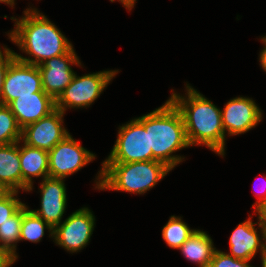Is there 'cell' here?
Returning <instances> with one entry per match:
<instances>
[{"label": "cell", "mask_w": 266, "mask_h": 267, "mask_svg": "<svg viewBox=\"0 0 266 267\" xmlns=\"http://www.w3.org/2000/svg\"><path fill=\"white\" fill-rule=\"evenodd\" d=\"M27 209L28 206L24 204L8 221L0 226V247L12 256L14 261L18 258L16 254V243L20 241L23 213Z\"/></svg>", "instance_id": "d6986e66"}, {"label": "cell", "mask_w": 266, "mask_h": 267, "mask_svg": "<svg viewBox=\"0 0 266 267\" xmlns=\"http://www.w3.org/2000/svg\"><path fill=\"white\" fill-rule=\"evenodd\" d=\"M1 49L2 48L0 47V97L8 67L10 66V63L15 59V52L13 50L4 47L3 52L1 51Z\"/></svg>", "instance_id": "d4e9b609"}, {"label": "cell", "mask_w": 266, "mask_h": 267, "mask_svg": "<svg viewBox=\"0 0 266 267\" xmlns=\"http://www.w3.org/2000/svg\"><path fill=\"white\" fill-rule=\"evenodd\" d=\"M156 160L149 150V113L120 126L116 142L103 163Z\"/></svg>", "instance_id": "5b68a950"}, {"label": "cell", "mask_w": 266, "mask_h": 267, "mask_svg": "<svg viewBox=\"0 0 266 267\" xmlns=\"http://www.w3.org/2000/svg\"><path fill=\"white\" fill-rule=\"evenodd\" d=\"M221 117L225 134L232 136L246 133L257 126L262 120V112L253 99L236 97L226 103Z\"/></svg>", "instance_id": "7c38bea8"}, {"label": "cell", "mask_w": 266, "mask_h": 267, "mask_svg": "<svg viewBox=\"0 0 266 267\" xmlns=\"http://www.w3.org/2000/svg\"><path fill=\"white\" fill-rule=\"evenodd\" d=\"M261 39H262V41H263L265 47H264V49L260 52V55H259L260 58H259V60H260V64H261L263 70H265V72H266V36L262 37Z\"/></svg>", "instance_id": "83f0119b"}, {"label": "cell", "mask_w": 266, "mask_h": 267, "mask_svg": "<svg viewBox=\"0 0 266 267\" xmlns=\"http://www.w3.org/2000/svg\"><path fill=\"white\" fill-rule=\"evenodd\" d=\"M20 164L21 189L24 191H32V177H49L48 151L23 143L20 147Z\"/></svg>", "instance_id": "2e32d148"}, {"label": "cell", "mask_w": 266, "mask_h": 267, "mask_svg": "<svg viewBox=\"0 0 266 267\" xmlns=\"http://www.w3.org/2000/svg\"><path fill=\"white\" fill-rule=\"evenodd\" d=\"M64 114L61 110L55 109L48 116L27 125L21 131V141L49 152L70 134L62 125Z\"/></svg>", "instance_id": "30bf717a"}, {"label": "cell", "mask_w": 266, "mask_h": 267, "mask_svg": "<svg viewBox=\"0 0 266 267\" xmlns=\"http://www.w3.org/2000/svg\"><path fill=\"white\" fill-rule=\"evenodd\" d=\"M183 256L199 267H208L216 248L211 237L204 231L196 230L179 248Z\"/></svg>", "instance_id": "ac0fdd59"}, {"label": "cell", "mask_w": 266, "mask_h": 267, "mask_svg": "<svg viewBox=\"0 0 266 267\" xmlns=\"http://www.w3.org/2000/svg\"><path fill=\"white\" fill-rule=\"evenodd\" d=\"M110 1L114 2L115 0H110ZM118 1H120L123 4V6L126 7V9H128L129 11L132 10L136 2V0H118Z\"/></svg>", "instance_id": "f1b7e54d"}, {"label": "cell", "mask_w": 266, "mask_h": 267, "mask_svg": "<svg viewBox=\"0 0 266 267\" xmlns=\"http://www.w3.org/2000/svg\"><path fill=\"white\" fill-rule=\"evenodd\" d=\"M17 194L18 192L5 191L0 196V226L8 221L24 205L19 198H16Z\"/></svg>", "instance_id": "603a6c76"}, {"label": "cell", "mask_w": 266, "mask_h": 267, "mask_svg": "<svg viewBox=\"0 0 266 267\" xmlns=\"http://www.w3.org/2000/svg\"><path fill=\"white\" fill-rule=\"evenodd\" d=\"M5 191L0 187V196L4 193Z\"/></svg>", "instance_id": "d6a6232c"}, {"label": "cell", "mask_w": 266, "mask_h": 267, "mask_svg": "<svg viewBox=\"0 0 266 267\" xmlns=\"http://www.w3.org/2000/svg\"><path fill=\"white\" fill-rule=\"evenodd\" d=\"M185 87L186 96L173 92L169 100L181 113L189 145L203 144L224 156L226 135L221 110L189 84Z\"/></svg>", "instance_id": "7a4b0ae2"}, {"label": "cell", "mask_w": 266, "mask_h": 267, "mask_svg": "<svg viewBox=\"0 0 266 267\" xmlns=\"http://www.w3.org/2000/svg\"><path fill=\"white\" fill-rule=\"evenodd\" d=\"M21 129L48 116L55 108V100L45 92L19 96L7 105Z\"/></svg>", "instance_id": "9a60e30c"}, {"label": "cell", "mask_w": 266, "mask_h": 267, "mask_svg": "<svg viewBox=\"0 0 266 267\" xmlns=\"http://www.w3.org/2000/svg\"><path fill=\"white\" fill-rule=\"evenodd\" d=\"M95 216L87 207L73 212L53 229V239L69 252H78L88 244L93 234Z\"/></svg>", "instance_id": "52a82bcc"}, {"label": "cell", "mask_w": 266, "mask_h": 267, "mask_svg": "<svg viewBox=\"0 0 266 267\" xmlns=\"http://www.w3.org/2000/svg\"><path fill=\"white\" fill-rule=\"evenodd\" d=\"M265 186H262V190L260 188L259 191L261 192H258V194L260 195H256V197L258 198V200L252 205V207L254 208V210L257 212L259 209L262 208V206L266 203V181H265Z\"/></svg>", "instance_id": "484cf974"}, {"label": "cell", "mask_w": 266, "mask_h": 267, "mask_svg": "<svg viewBox=\"0 0 266 267\" xmlns=\"http://www.w3.org/2000/svg\"><path fill=\"white\" fill-rule=\"evenodd\" d=\"M35 92H44L38 66L15 58L10 63L5 76L0 104L8 105L19 96L31 95Z\"/></svg>", "instance_id": "9c48e42d"}, {"label": "cell", "mask_w": 266, "mask_h": 267, "mask_svg": "<svg viewBox=\"0 0 266 267\" xmlns=\"http://www.w3.org/2000/svg\"><path fill=\"white\" fill-rule=\"evenodd\" d=\"M15 0H0V3H6L7 5H10L11 7H13L14 6V4H15V2H14Z\"/></svg>", "instance_id": "4dcf8cb0"}, {"label": "cell", "mask_w": 266, "mask_h": 267, "mask_svg": "<svg viewBox=\"0 0 266 267\" xmlns=\"http://www.w3.org/2000/svg\"><path fill=\"white\" fill-rule=\"evenodd\" d=\"M257 215H259L260 220L265 224L266 226V203L262 206L261 209L257 211Z\"/></svg>", "instance_id": "f546056e"}, {"label": "cell", "mask_w": 266, "mask_h": 267, "mask_svg": "<svg viewBox=\"0 0 266 267\" xmlns=\"http://www.w3.org/2000/svg\"><path fill=\"white\" fill-rule=\"evenodd\" d=\"M208 267H253V266L249 265V261L247 260L234 258L233 256L216 249Z\"/></svg>", "instance_id": "cb8c5ba5"}, {"label": "cell", "mask_w": 266, "mask_h": 267, "mask_svg": "<svg viewBox=\"0 0 266 267\" xmlns=\"http://www.w3.org/2000/svg\"><path fill=\"white\" fill-rule=\"evenodd\" d=\"M64 178L46 177L40 184L41 208L32 210L53 229L62 223L67 204Z\"/></svg>", "instance_id": "5bb4252c"}, {"label": "cell", "mask_w": 266, "mask_h": 267, "mask_svg": "<svg viewBox=\"0 0 266 267\" xmlns=\"http://www.w3.org/2000/svg\"><path fill=\"white\" fill-rule=\"evenodd\" d=\"M190 147L184 121L179 110L168 99L164 105L149 113V150L157 161L173 169L184 157L172 155Z\"/></svg>", "instance_id": "3957f363"}, {"label": "cell", "mask_w": 266, "mask_h": 267, "mask_svg": "<svg viewBox=\"0 0 266 267\" xmlns=\"http://www.w3.org/2000/svg\"><path fill=\"white\" fill-rule=\"evenodd\" d=\"M11 20L16 22L15 29L8 33L9 39L22 52L34 57L27 58L15 53V58L22 62L38 66L47 59L68 53L73 48L72 43L56 25L35 8H27L21 19L11 17Z\"/></svg>", "instance_id": "6da1fadb"}, {"label": "cell", "mask_w": 266, "mask_h": 267, "mask_svg": "<svg viewBox=\"0 0 266 267\" xmlns=\"http://www.w3.org/2000/svg\"><path fill=\"white\" fill-rule=\"evenodd\" d=\"M12 256H10L2 247H0V267H10L14 264Z\"/></svg>", "instance_id": "4316f807"}, {"label": "cell", "mask_w": 266, "mask_h": 267, "mask_svg": "<svg viewBox=\"0 0 266 267\" xmlns=\"http://www.w3.org/2000/svg\"><path fill=\"white\" fill-rule=\"evenodd\" d=\"M21 131L10 108L0 104V145L21 141Z\"/></svg>", "instance_id": "7402d4cb"}, {"label": "cell", "mask_w": 266, "mask_h": 267, "mask_svg": "<svg viewBox=\"0 0 266 267\" xmlns=\"http://www.w3.org/2000/svg\"><path fill=\"white\" fill-rule=\"evenodd\" d=\"M45 229L49 230L51 238H53V228L28 208L23 213L20 241L28 240L33 243L40 242V240L44 236Z\"/></svg>", "instance_id": "ffe728a7"}, {"label": "cell", "mask_w": 266, "mask_h": 267, "mask_svg": "<svg viewBox=\"0 0 266 267\" xmlns=\"http://www.w3.org/2000/svg\"><path fill=\"white\" fill-rule=\"evenodd\" d=\"M20 142L0 145V187L4 191L21 190Z\"/></svg>", "instance_id": "e0dca14e"}, {"label": "cell", "mask_w": 266, "mask_h": 267, "mask_svg": "<svg viewBox=\"0 0 266 267\" xmlns=\"http://www.w3.org/2000/svg\"><path fill=\"white\" fill-rule=\"evenodd\" d=\"M171 170L166 164L157 160L102 163L95 188L144 194Z\"/></svg>", "instance_id": "277c9868"}, {"label": "cell", "mask_w": 266, "mask_h": 267, "mask_svg": "<svg viewBox=\"0 0 266 267\" xmlns=\"http://www.w3.org/2000/svg\"><path fill=\"white\" fill-rule=\"evenodd\" d=\"M258 219L259 220L257 223H253L251 217L249 216L248 220L238 224V226L233 230L229 239V247L231 252L228 253L229 255L237 259L250 261L256 255L259 249L262 259L265 258L266 226L260 220L259 215ZM257 224L261 230V238L259 237L260 235L254 226ZM260 239H263V241Z\"/></svg>", "instance_id": "4fadbf2b"}, {"label": "cell", "mask_w": 266, "mask_h": 267, "mask_svg": "<svg viewBox=\"0 0 266 267\" xmlns=\"http://www.w3.org/2000/svg\"><path fill=\"white\" fill-rule=\"evenodd\" d=\"M118 70H104L92 74L77 76L55 100V108L63 113L67 108L89 107L115 77Z\"/></svg>", "instance_id": "8992f818"}, {"label": "cell", "mask_w": 266, "mask_h": 267, "mask_svg": "<svg viewBox=\"0 0 266 267\" xmlns=\"http://www.w3.org/2000/svg\"><path fill=\"white\" fill-rule=\"evenodd\" d=\"M91 153L68 134L48 152L49 177L66 178L95 159Z\"/></svg>", "instance_id": "ba28073f"}, {"label": "cell", "mask_w": 266, "mask_h": 267, "mask_svg": "<svg viewBox=\"0 0 266 267\" xmlns=\"http://www.w3.org/2000/svg\"><path fill=\"white\" fill-rule=\"evenodd\" d=\"M70 64L81 62L72 48L68 53L47 59L38 65L42 77L43 91L56 100L75 76Z\"/></svg>", "instance_id": "8fae6325"}, {"label": "cell", "mask_w": 266, "mask_h": 267, "mask_svg": "<svg viewBox=\"0 0 266 267\" xmlns=\"http://www.w3.org/2000/svg\"><path fill=\"white\" fill-rule=\"evenodd\" d=\"M262 260V267H266V259H261Z\"/></svg>", "instance_id": "1f68e13d"}, {"label": "cell", "mask_w": 266, "mask_h": 267, "mask_svg": "<svg viewBox=\"0 0 266 267\" xmlns=\"http://www.w3.org/2000/svg\"><path fill=\"white\" fill-rule=\"evenodd\" d=\"M195 231L196 229H190L181 217L173 215L163 227L162 237L170 248L179 249Z\"/></svg>", "instance_id": "44dd1931"}]
</instances>
